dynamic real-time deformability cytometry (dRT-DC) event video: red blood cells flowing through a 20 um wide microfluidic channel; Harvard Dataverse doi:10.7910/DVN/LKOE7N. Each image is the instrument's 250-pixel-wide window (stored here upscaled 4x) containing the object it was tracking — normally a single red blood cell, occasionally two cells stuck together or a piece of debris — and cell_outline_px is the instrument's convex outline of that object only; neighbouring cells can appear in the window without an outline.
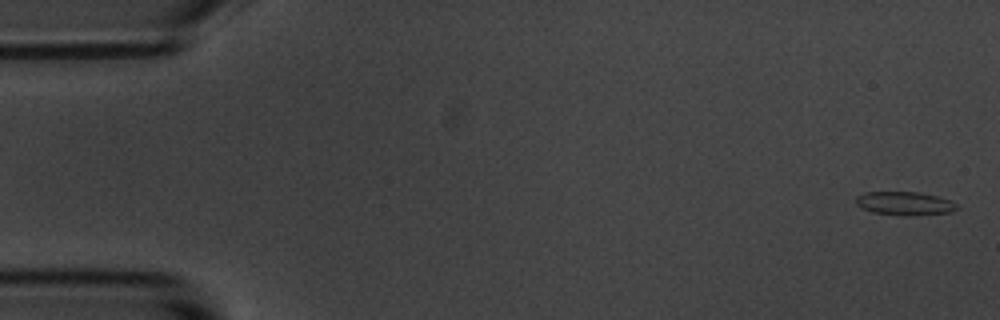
{"species": "common noctule bat (a hibernating species)", "species_latin": "Nyctalus noctula", "temperature_condition": "room temperature", "stored_images_in_passage": 55, "camera_frame_rate_fps": 3000, "um_per_image_px": 0.085, "animal": {"sex": "male", "body_mass_g": 20.1, "forearm_length_mm": 53.5}, "frame": {"image": 1, "passage_image": 2, "time_ms": 0.333, "image_size_px": [1000, 320], "cell_outline_px": [[956, 208], [952, 212], [912, 216], [904, 216], [872, 212], [856, 204], [856, 196], [864, 192], [920, 192], [936, 196], [948, 200], [956, 204]], "centroid_in_image_um": [76.87, 17.29], "position_along_channel_um": 8.1, "area_um2": 13.76}}
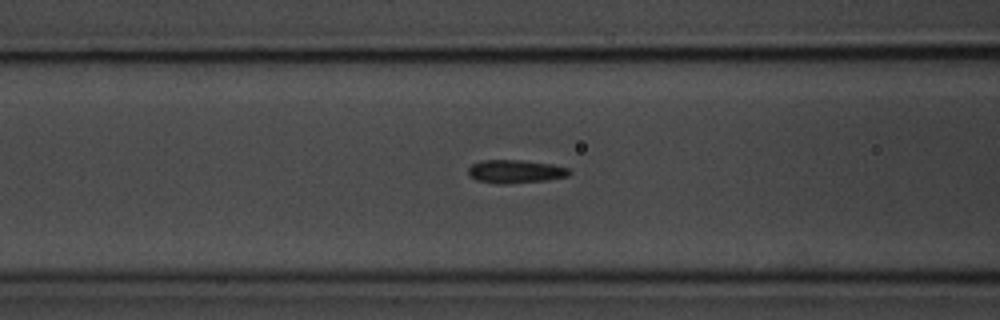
{"frame": {"image": 2, "passage_image": 22, "time_ms": 7.0, "image_size_px": [1000, 320], "cell_outline_px": [[572, 172], [568, 176], [544, 180], [508, 184], [496, 184], [476, 180], [468, 176], [468, 168], [472, 164], [480, 160], [520, 160], [552, 164], [568, 168]], "centroid_in_image_um": [43.76, 14.58], "position_along_channel_um": 122.8, "area_um2": 13.81}}
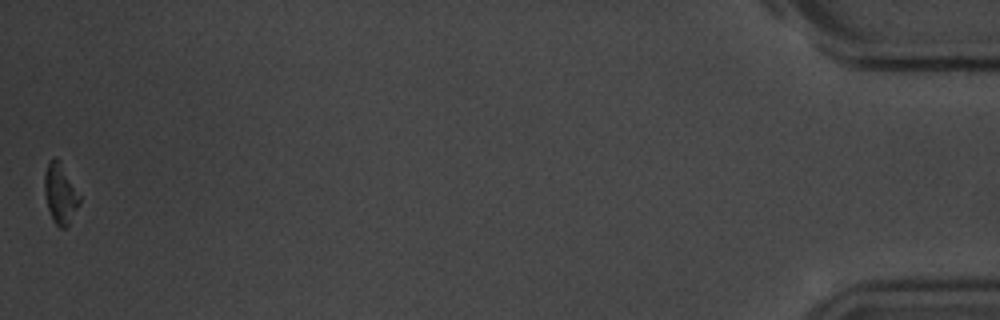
{"frame": {"image": 3, "passage_image": 55, "time_ms": 18.0, "image_size_px": [1000, 320], "cell_outline_px": [[80, 204], [68, 228], [60, 228], [52, 220], [48, 208], [44, 192], [44, 172], [48, 164], [56, 156], [60, 160], [80, 196]], "centroid_in_image_um": [5.13, 16.5], "position_along_channel_um": 430.1, "area_um2": 12.43}, "authors_computed_cell_mechanics": {"area_um2": 13.1784, "velocity_mm_per_s": 3.6733, "shape_relaxation_time_tau1_ms": 2.624, "shape_relaxation_time_tau2_ms": 1.8451, "deformation_change_tau1": 0.0933, "deformation_change_tau2": 0.0871}}